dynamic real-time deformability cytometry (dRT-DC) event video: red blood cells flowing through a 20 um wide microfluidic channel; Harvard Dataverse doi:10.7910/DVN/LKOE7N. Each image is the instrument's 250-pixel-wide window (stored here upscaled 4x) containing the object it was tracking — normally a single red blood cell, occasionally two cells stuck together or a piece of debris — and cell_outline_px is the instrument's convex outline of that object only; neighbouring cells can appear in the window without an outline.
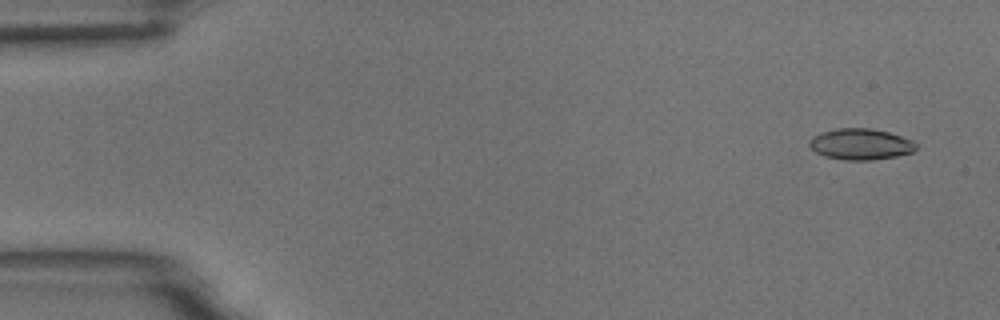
{"species": "common noctule bat (a hibernating species)", "species_latin": "Nyctalus noctula", "temperature_condition": "room temperature", "stored_images_in_passage": 4, "camera_frame_rate_fps": 3000, "um_per_image_px": 0.085, "animal": {"sex": "male", "body_mass_g": 18.8}, "frame": {"image": 1, "passage_image": 1, "time_ms": 0.0, "image_size_px": [1000, 320], "cell_outline_px": [[916, 148], [912, 152], [896, 156], [872, 160], [844, 160], [824, 156], [816, 152], [808, 144], [808, 140], [812, 136], [820, 132], [836, 128], [872, 128], [888, 132], [912, 140], [916, 144]], "centroid_in_image_um": [73.11, 12.25], "position_along_channel_um": 11.9, "area_um2": 19.42}}